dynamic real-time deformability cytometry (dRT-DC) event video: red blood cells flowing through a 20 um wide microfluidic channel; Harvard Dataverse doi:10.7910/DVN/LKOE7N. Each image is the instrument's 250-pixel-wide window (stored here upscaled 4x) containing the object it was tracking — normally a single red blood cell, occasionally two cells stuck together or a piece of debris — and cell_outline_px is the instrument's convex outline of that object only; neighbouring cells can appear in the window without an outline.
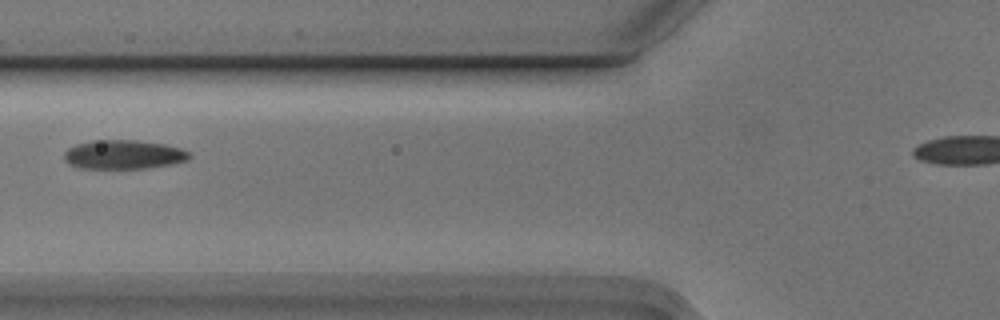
{"species": "Egyptian fruit bat (a non-hibernating species)", "species_latin": "Rousettus aegyptiacus", "temperature_condition": "cold", "stored_images_in_passage": 3, "camera_frame_rate_fps": 3000, "um_per_image_px": 0.085, "animal": {"sex": "male"}, "frame": {"image": 1, "passage_image": 3, "time_ms": 0.667, "image_size_px": [1000, 320], "cell_outline_px": [[192, 156], [188, 160], [172, 164], [144, 168], [76, 168], [68, 164], [64, 160], [64, 152], [68, 148], [76, 144], [92, 140], [136, 140], [164, 144], [180, 148], [188, 152]], "centroid_in_image_um": [10.47, 13.14], "position_along_channel_um": 115.3, "area_um2": 21.27}}